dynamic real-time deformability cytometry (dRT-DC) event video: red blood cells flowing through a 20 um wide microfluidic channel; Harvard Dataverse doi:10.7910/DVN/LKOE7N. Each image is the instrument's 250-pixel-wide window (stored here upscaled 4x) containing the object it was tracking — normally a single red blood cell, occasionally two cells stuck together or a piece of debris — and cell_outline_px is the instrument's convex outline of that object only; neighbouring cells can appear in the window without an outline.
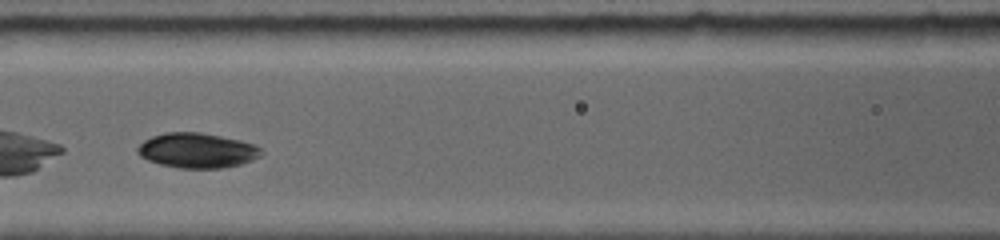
{"species": "common noctule bat (a hibernating species)", "species_latin": "Nyctalus noctula", "temperature_condition": "room temperature", "stored_images_in_passage": 5, "camera_frame_rate_fps": 5000, "um_per_image_px": 0.085, "animal": {"sex": "female", "body_mass_g": 19.0, "forearm_length_mm": 56.7}, "frame": {"image": 1, "passage_image": 4, "time_ms": 2.0, "image_size_px": [1000, 240], "cell_outline_px": [[264, 152], [260, 156], [240, 164], [224, 168], [180, 168], [160, 164], [148, 160], [140, 156], [136, 148], [144, 140], [152, 136], [168, 132], [196, 132], [220, 136], [252, 144], [260, 148]], "centroid_in_image_um": [16.72, 12.79], "position_along_channel_um": 149.9, "area_um2": 24.85}}